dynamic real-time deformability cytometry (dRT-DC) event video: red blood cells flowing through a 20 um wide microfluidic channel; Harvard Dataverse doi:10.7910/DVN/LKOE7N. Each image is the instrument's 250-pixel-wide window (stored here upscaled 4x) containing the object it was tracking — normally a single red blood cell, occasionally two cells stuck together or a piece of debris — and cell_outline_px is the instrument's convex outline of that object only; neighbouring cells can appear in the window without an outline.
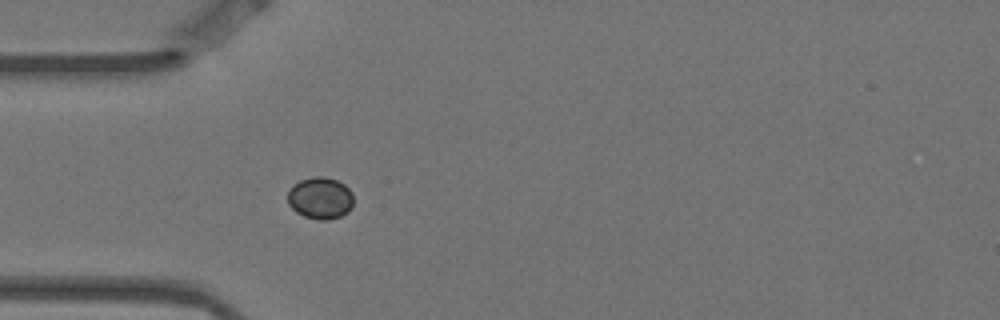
{"species": "Egyptian fruit bat (a non-hibernating species)", "species_latin": "Rousettus aegyptiacus", "temperature_condition": "warm", "stored_images_in_passage": 2, "camera_frame_rate_fps": 3000, "um_per_image_px": 0.085, "animal": {"sex": "female"}, "frame": {"image": 1, "passage_image": 2, "time_ms": 0.333, "image_size_px": [1000, 320], "cell_outline_px": [[352, 208], [348, 212], [340, 216], [328, 220], [320, 220], [304, 216], [296, 212], [288, 204], [288, 192], [292, 184], [300, 180], [312, 176], [324, 176], [336, 180], [344, 184], [352, 192]], "centroid_in_image_um": [27.21, 16.83], "position_along_channel_um": 57.8, "area_um2": 16.18}}